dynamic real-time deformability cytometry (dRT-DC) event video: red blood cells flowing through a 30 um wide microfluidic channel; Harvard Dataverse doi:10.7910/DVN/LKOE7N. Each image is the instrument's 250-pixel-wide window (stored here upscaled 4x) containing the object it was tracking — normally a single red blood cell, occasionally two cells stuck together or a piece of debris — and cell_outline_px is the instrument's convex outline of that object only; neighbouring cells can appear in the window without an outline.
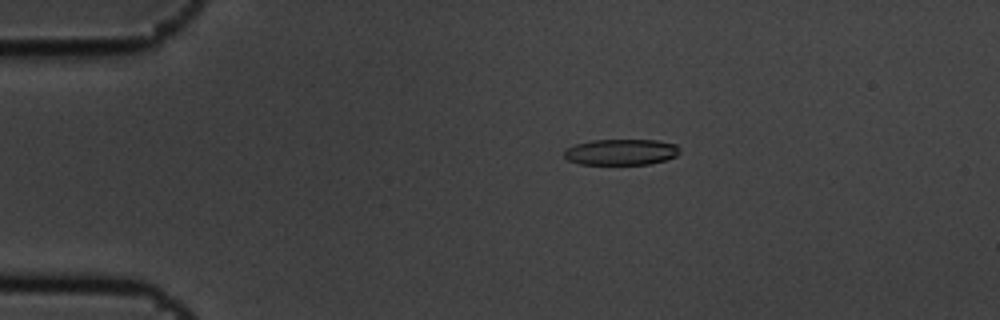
{"species": "common noctule bat (a hibernating species)", "species_latin": "Nyctalus noctula", "temperature_condition": "cold", "stored_images_in_passage": 7, "camera_frame_rate_fps": 3000, "um_per_image_px": 0.085, "animal": {"sex": "male", "body_mass_g": 19.5, "forearm_length_mm": 54.6}, "frame": {"image": 1, "passage_image": 3, "time_ms": 0.667, "image_size_px": [1000, 320], "cell_outline_px": [[680, 152], [676, 156], [664, 160], [648, 164], [580, 164], [568, 160], [564, 156], [564, 148], [576, 144], [592, 140], [656, 140], [676, 144], [680, 148]], "centroid_in_image_um": [52.78, 12.92], "position_along_channel_um": 32.2, "area_um2": 17.51}}
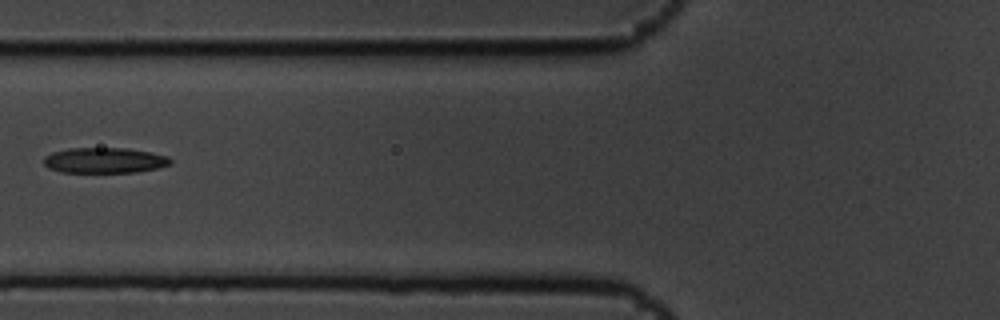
{"frame": {"image": 2, "passage_image": 6, "time_ms": 1.667, "image_size_px": [1000, 320], "cell_outline_px": [[172, 160], [168, 164], [156, 168], [136, 172], [60, 172], [48, 168], [44, 164], [44, 156], [52, 152], [68, 148], [124, 148], [152, 152], [168, 156]], "centroid_in_image_um": [8.85, 13.62], "position_along_channel_um": 117.0, "area_um2": 18.79}}
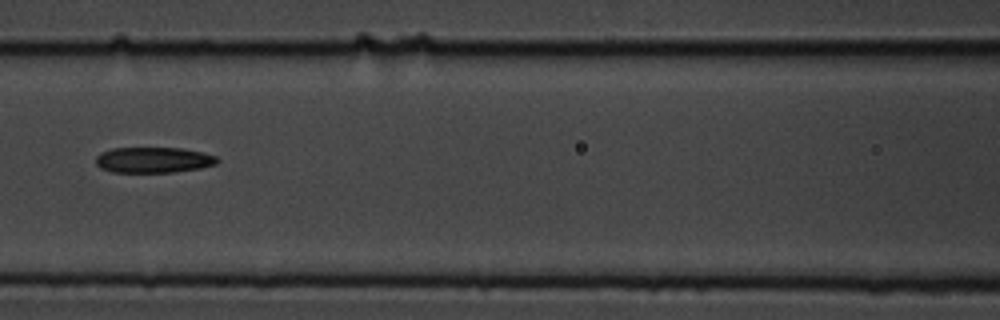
{"frame": {"image": 3, "passage_image": 7, "time_ms": 2.0, "image_size_px": [1000, 320], "cell_outline_px": [[220, 160], [216, 164], [200, 168], [172, 172], [112, 172], [100, 168], [96, 164], [96, 156], [100, 152], [112, 148], [184, 148], [204, 152], [216, 156]], "centroid_in_image_um": [13.05, 13.59], "position_along_channel_um": 153.6, "area_um2": 18.32}}